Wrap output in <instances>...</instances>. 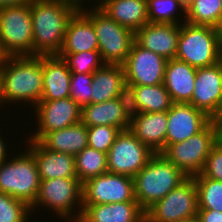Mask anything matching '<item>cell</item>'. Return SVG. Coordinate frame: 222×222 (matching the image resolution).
Segmentation results:
<instances>
[{"label":"cell","instance_id":"603a6c76","mask_svg":"<svg viewBox=\"0 0 222 222\" xmlns=\"http://www.w3.org/2000/svg\"><path fill=\"white\" fill-rule=\"evenodd\" d=\"M98 7L134 33L149 23L147 0H100Z\"/></svg>","mask_w":222,"mask_h":222},{"label":"cell","instance_id":"83f0119b","mask_svg":"<svg viewBox=\"0 0 222 222\" xmlns=\"http://www.w3.org/2000/svg\"><path fill=\"white\" fill-rule=\"evenodd\" d=\"M185 22L219 28L222 23V0H186Z\"/></svg>","mask_w":222,"mask_h":222},{"label":"cell","instance_id":"4dcf8cb0","mask_svg":"<svg viewBox=\"0 0 222 222\" xmlns=\"http://www.w3.org/2000/svg\"><path fill=\"white\" fill-rule=\"evenodd\" d=\"M196 183L198 210L222 212V181L203 176L192 177Z\"/></svg>","mask_w":222,"mask_h":222},{"label":"cell","instance_id":"8d00e7d4","mask_svg":"<svg viewBox=\"0 0 222 222\" xmlns=\"http://www.w3.org/2000/svg\"><path fill=\"white\" fill-rule=\"evenodd\" d=\"M201 174L205 177L222 181V139L211 148Z\"/></svg>","mask_w":222,"mask_h":222},{"label":"cell","instance_id":"8992f818","mask_svg":"<svg viewBox=\"0 0 222 222\" xmlns=\"http://www.w3.org/2000/svg\"><path fill=\"white\" fill-rule=\"evenodd\" d=\"M33 56L30 3L0 8V57Z\"/></svg>","mask_w":222,"mask_h":222},{"label":"cell","instance_id":"9a60e30c","mask_svg":"<svg viewBox=\"0 0 222 222\" xmlns=\"http://www.w3.org/2000/svg\"><path fill=\"white\" fill-rule=\"evenodd\" d=\"M222 99V61L215 65L197 68L190 104L219 121Z\"/></svg>","mask_w":222,"mask_h":222},{"label":"cell","instance_id":"ab89813d","mask_svg":"<svg viewBox=\"0 0 222 222\" xmlns=\"http://www.w3.org/2000/svg\"><path fill=\"white\" fill-rule=\"evenodd\" d=\"M31 0H0V8L5 6H18L30 3Z\"/></svg>","mask_w":222,"mask_h":222},{"label":"cell","instance_id":"4316f807","mask_svg":"<svg viewBox=\"0 0 222 222\" xmlns=\"http://www.w3.org/2000/svg\"><path fill=\"white\" fill-rule=\"evenodd\" d=\"M125 82L123 65L105 63L93 73L91 103L117 98Z\"/></svg>","mask_w":222,"mask_h":222},{"label":"cell","instance_id":"ac0fdd59","mask_svg":"<svg viewBox=\"0 0 222 222\" xmlns=\"http://www.w3.org/2000/svg\"><path fill=\"white\" fill-rule=\"evenodd\" d=\"M27 143L35 157L40 180L77 177L74 155L48 150L38 141L27 140Z\"/></svg>","mask_w":222,"mask_h":222},{"label":"cell","instance_id":"ee69618b","mask_svg":"<svg viewBox=\"0 0 222 222\" xmlns=\"http://www.w3.org/2000/svg\"><path fill=\"white\" fill-rule=\"evenodd\" d=\"M221 61H222V57H221ZM222 119V99L220 102V107H219V120Z\"/></svg>","mask_w":222,"mask_h":222},{"label":"cell","instance_id":"3957f363","mask_svg":"<svg viewBox=\"0 0 222 222\" xmlns=\"http://www.w3.org/2000/svg\"><path fill=\"white\" fill-rule=\"evenodd\" d=\"M188 178L161 153H154L133 177L135 199L146 211Z\"/></svg>","mask_w":222,"mask_h":222},{"label":"cell","instance_id":"6da1fadb","mask_svg":"<svg viewBox=\"0 0 222 222\" xmlns=\"http://www.w3.org/2000/svg\"><path fill=\"white\" fill-rule=\"evenodd\" d=\"M80 5L79 0H31L33 56L59 54L68 22Z\"/></svg>","mask_w":222,"mask_h":222},{"label":"cell","instance_id":"5b68a950","mask_svg":"<svg viewBox=\"0 0 222 222\" xmlns=\"http://www.w3.org/2000/svg\"><path fill=\"white\" fill-rule=\"evenodd\" d=\"M220 139V123L212 120L202 131L188 139L165 145L161 154L186 176L200 174L211 148Z\"/></svg>","mask_w":222,"mask_h":222},{"label":"cell","instance_id":"e0dca14e","mask_svg":"<svg viewBox=\"0 0 222 222\" xmlns=\"http://www.w3.org/2000/svg\"><path fill=\"white\" fill-rule=\"evenodd\" d=\"M180 25L147 23L135 32L134 40L145 49L173 59L177 53Z\"/></svg>","mask_w":222,"mask_h":222},{"label":"cell","instance_id":"2e32d148","mask_svg":"<svg viewBox=\"0 0 222 222\" xmlns=\"http://www.w3.org/2000/svg\"><path fill=\"white\" fill-rule=\"evenodd\" d=\"M165 145L182 142L202 131L213 119L190 103H173L167 111Z\"/></svg>","mask_w":222,"mask_h":222},{"label":"cell","instance_id":"d590c367","mask_svg":"<svg viewBox=\"0 0 222 222\" xmlns=\"http://www.w3.org/2000/svg\"><path fill=\"white\" fill-rule=\"evenodd\" d=\"M93 74L72 73L70 97L82 108L91 104Z\"/></svg>","mask_w":222,"mask_h":222},{"label":"cell","instance_id":"60d3db41","mask_svg":"<svg viewBox=\"0 0 222 222\" xmlns=\"http://www.w3.org/2000/svg\"><path fill=\"white\" fill-rule=\"evenodd\" d=\"M3 136L0 135V164L3 163L4 161L7 160V150L5 145L6 143H4V139L2 138Z\"/></svg>","mask_w":222,"mask_h":222},{"label":"cell","instance_id":"836d02e7","mask_svg":"<svg viewBox=\"0 0 222 222\" xmlns=\"http://www.w3.org/2000/svg\"><path fill=\"white\" fill-rule=\"evenodd\" d=\"M30 212L24 201L0 192V222H27Z\"/></svg>","mask_w":222,"mask_h":222},{"label":"cell","instance_id":"7c38bea8","mask_svg":"<svg viewBox=\"0 0 222 222\" xmlns=\"http://www.w3.org/2000/svg\"><path fill=\"white\" fill-rule=\"evenodd\" d=\"M82 189V205L137 201L131 176L107 172L84 182Z\"/></svg>","mask_w":222,"mask_h":222},{"label":"cell","instance_id":"7a4b0ae2","mask_svg":"<svg viewBox=\"0 0 222 222\" xmlns=\"http://www.w3.org/2000/svg\"><path fill=\"white\" fill-rule=\"evenodd\" d=\"M2 97L7 102H29L35 107L42 98V55L0 58Z\"/></svg>","mask_w":222,"mask_h":222},{"label":"cell","instance_id":"7402d4cb","mask_svg":"<svg viewBox=\"0 0 222 222\" xmlns=\"http://www.w3.org/2000/svg\"><path fill=\"white\" fill-rule=\"evenodd\" d=\"M167 112H141L130 122L129 130L151 151L161 153L165 148Z\"/></svg>","mask_w":222,"mask_h":222},{"label":"cell","instance_id":"d4e9b609","mask_svg":"<svg viewBox=\"0 0 222 222\" xmlns=\"http://www.w3.org/2000/svg\"><path fill=\"white\" fill-rule=\"evenodd\" d=\"M81 122L87 127L108 125L121 131L130 128V121L124 115L117 98L102 103H91L81 108Z\"/></svg>","mask_w":222,"mask_h":222},{"label":"cell","instance_id":"cb8c5ba5","mask_svg":"<svg viewBox=\"0 0 222 222\" xmlns=\"http://www.w3.org/2000/svg\"><path fill=\"white\" fill-rule=\"evenodd\" d=\"M98 50V40L93 23L78 10L69 20L64 43L59 53H78Z\"/></svg>","mask_w":222,"mask_h":222},{"label":"cell","instance_id":"52a82bcc","mask_svg":"<svg viewBox=\"0 0 222 222\" xmlns=\"http://www.w3.org/2000/svg\"><path fill=\"white\" fill-rule=\"evenodd\" d=\"M82 5L79 10L93 23L102 60L122 65L130 52L135 33L112 20L98 6L87 11Z\"/></svg>","mask_w":222,"mask_h":222},{"label":"cell","instance_id":"8fae6325","mask_svg":"<svg viewBox=\"0 0 222 222\" xmlns=\"http://www.w3.org/2000/svg\"><path fill=\"white\" fill-rule=\"evenodd\" d=\"M153 154L129 129L121 131L107 153L108 172L134 177Z\"/></svg>","mask_w":222,"mask_h":222},{"label":"cell","instance_id":"74e56055","mask_svg":"<svg viewBox=\"0 0 222 222\" xmlns=\"http://www.w3.org/2000/svg\"><path fill=\"white\" fill-rule=\"evenodd\" d=\"M117 99L122 106L124 115L130 122L141 113L136 100V90L133 85L125 82L118 92Z\"/></svg>","mask_w":222,"mask_h":222},{"label":"cell","instance_id":"30bf717a","mask_svg":"<svg viewBox=\"0 0 222 222\" xmlns=\"http://www.w3.org/2000/svg\"><path fill=\"white\" fill-rule=\"evenodd\" d=\"M198 199L195 180L188 177L145 211V222H176L196 216Z\"/></svg>","mask_w":222,"mask_h":222},{"label":"cell","instance_id":"1f68e13d","mask_svg":"<svg viewBox=\"0 0 222 222\" xmlns=\"http://www.w3.org/2000/svg\"><path fill=\"white\" fill-rule=\"evenodd\" d=\"M147 8L149 23L181 25L176 17L178 8L186 17V0H147Z\"/></svg>","mask_w":222,"mask_h":222},{"label":"cell","instance_id":"e575fe53","mask_svg":"<svg viewBox=\"0 0 222 222\" xmlns=\"http://www.w3.org/2000/svg\"><path fill=\"white\" fill-rule=\"evenodd\" d=\"M121 130L108 125L87 127L88 146L98 151L108 153Z\"/></svg>","mask_w":222,"mask_h":222},{"label":"cell","instance_id":"f546056e","mask_svg":"<svg viewBox=\"0 0 222 222\" xmlns=\"http://www.w3.org/2000/svg\"><path fill=\"white\" fill-rule=\"evenodd\" d=\"M74 157L77 178L82 184L108 172L107 153L87 146Z\"/></svg>","mask_w":222,"mask_h":222},{"label":"cell","instance_id":"44dd1931","mask_svg":"<svg viewBox=\"0 0 222 222\" xmlns=\"http://www.w3.org/2000/svg\"><path fill=\"white\" fill-rule=\"evenodd\" d=\"M197 69L177 58L167 60L163 85L173 103H190Z\"/></svg>","mask_w":222,"mask_h":222},{"label":"cell","instance_id":"484cf974","mask_svg":"<svg viewBox=\"0 0 222 222\" xmlns=\"http://www.w3.org/2000/svg\"><path fill=\"white\" fill-rule=\"evenodd\" d=\"M52 151L77 155L88 146L87 126L82 122L46 133L39 141Z\"/></svg>","mask_w":222,"mask_h":222},{"label":"cell","instance_id":"f6af8a7d","mask_svg":"<svg viewBox=\"0 0 222 222\" xmlns=\"http://www.w3.org/2000/svg\"><path fill=\"white\" fill-rule=\"evenodd\" d=\"M4 104V100L2 97V89H1V79H0V105Z\"/></svg>","mask_w":222,"mask_h":222},{"label":"cell","instance_id":"f35d334b","mask_svg":"<svg viewBox=\"0 0 222 222\" xmlns=\"http://www.w3.org/2000/svg\"><path fill=\"white\" fill-rule=\"evenodd\" d=\"M197 216L201 222H222V212L214 210H198Z\"/></svg>","mask_w":222,"mask_h":222},{"label":"cell","instance_id":"d6986e66","mask_svg":"<svg viewBox=\"0 0 222 222\" xmlns=\"http://www.w3.org/2000/svg\"><path fill=\"white\" fill-rule=\"evenodd\" d=\"M78 222H145V211L137 201L82 205Z\"/></svg>","mask_w":222,"mask_h":222},{"label":"cell","instance_id":"9c48e42d","mask_svg":"<svg viewBox=\"0 0 222 222\" xmlns=\"http://www.w3.org/2000/svg\"><path fill=\"white\" fill-rule=\"evenodd\" d=\"M82 190V183L77 177L41 180L39 193L31 206V212L42 205L41 207L52 209L51 211L60 218L78 222L82 213ZM76 204L80 205L79 213L73 215Z\"/></svg>","mask_w":222,"mask_h":222},{"label":"cell","instance_id":"7bdbcfd3","mask_svg":"<svg viewBox=\"0 0 222 222\" xmlns=\"http://www.w3.org/2000/svg\"><path fill=\"white\" fill-rule=\"evenodd\" d=\"M218 29H219L220 47H221V51H222V23Z\"/></svg>","mask_w":222,"mask_h":222},{"label":"cell","instance_id":"ffe728a7","mask_svg":"<svg viewBox=\"0 0 222 222\" xmlns=\"http://www.w3.org/2000/svg\"><path fill=\"white\" fill-rule=\"evenodd\" d=\"M43 92L41 100L70 97L71 71L58 55H42Z\"/></svg>","mask_w":222,"mask_h":222},{"label":"cell","instance_id":"5bb4252c","mask_svg":"<svg viewBox=\"0 0 222 222\" xmlns=\"http://www.w3.org/2000/svg\"><path fill=\"white\" fill-rule=\"evenodd\" d=\"M34 108L39 127L28 140L39 141L46 133L81 122V107L71 97L41 100Z\"/></svg>","mask_w":222,"mask_h":222},{"label":"cell","instance_id":"f1b7e54d","mask_svg":"<svg viewBox=\"0 0 222 222\" xmlns=\"http://www.w3.org/2000/svg\"><path fill=\"white\" fill-rule=\"evenodd\" d=\"M133 86L140 112H167L171 108L173 102L163 84Z\"/></svg>","mask_w":222,"mask_h":222},{"label":"cell","instance_id":"d6a6232c","mask_svg":"<svg viewBox=\"0 0 222 222\" xmlns=\"http://www.w3.org/2000/svg\"><path fill=\"white\" fill-rule=\"evenodd\" d=\"M58 56L66 61L71 73L93 74L105 64L99 50L59 53Z\"/></svg>","mask_w":222,"mask_h":222},{"label":"cell","instance_id":"b9f144b4","mask_svg":"<svg viewBox=\"0 0 222 222\" xmlns=\"http://www.w3.org/2000/svg\"><path fill=\"white\" fill-rule=\"evenodd\" d=\"M176 222H201L198 218V216H193V217H190V218H187V219H182V220H178Z\"/></svg>","mask_w":222,"mask_h":222},{"label":"cell","instance_id":"4fadbf2b","mask_svg":"<svg viewBox=\"0 0 222 222\" xmlns=\"http://www.w3.org/2000/svg\"><path fill=\"white\" fill-rule=\"evenodd\" d=\"M166 63L165 57L145 49L134 40L122 64L125 81L130 85L163 84Z\"/></svg>","mask_w":222,"mask_h":222},{"label":"cell","instance_id":"277c9868","mask_svg":"<svg viewBox=\"0 0 222 222\" xmlns=\"http://www.w3.org/2000/svg\"><path fill=\"white\" fill-rule=\"evenodd\" d=\"M221 57L218 28L181 22L175 58L197 69L215 65Z\"/></svg>","mask_w":222,"mask_h":222},{"label":"cell","instance_id":"bcb514c9","mask_svg":"<svg viewBox=\"0 0 222 222\" xmlns=\"http://www.w3.org/2000/svg\"><path fill=\"white\" fill-rule=\"evenodd\" d=\"M220 123V138L222 139V119L219 120Z\"/></svg>","mask_w":222,"mask_h":222},{"label":"cell","instance_id":"ba28073f","mask_svg":"<svg viewBox=\"0 0 222 222\" xmlns=\"http://www.w3.org/2000/svg\"><path fill=\"white\" fill-rule=\"evenodd\" d=\"M26 151L0 164V192L31 207L37 199L41 180L34 155Z\"/></svg>","mask_w":222,"mask_h":222}]
</instances>
